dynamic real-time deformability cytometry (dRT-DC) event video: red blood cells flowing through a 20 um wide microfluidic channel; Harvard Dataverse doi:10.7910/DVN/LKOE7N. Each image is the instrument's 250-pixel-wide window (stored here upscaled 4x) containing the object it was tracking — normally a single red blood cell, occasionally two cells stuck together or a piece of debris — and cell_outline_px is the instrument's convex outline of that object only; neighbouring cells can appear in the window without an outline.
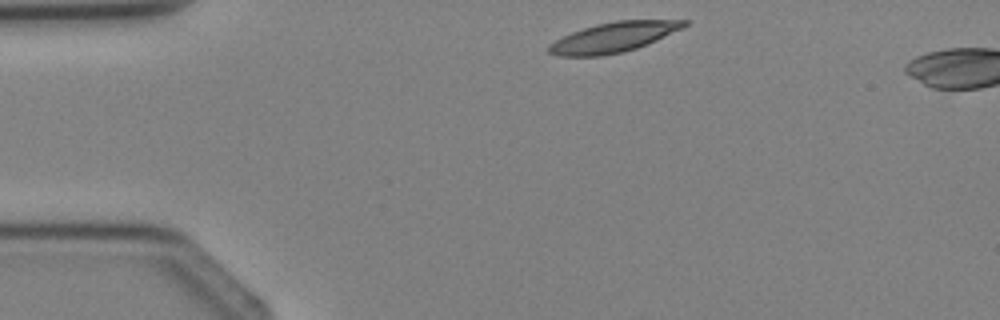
{"species": "Egyptian fruit bat (a non-hibernating species)", "species_latin": "Rousettus aegyptiacus", "temperature_condition": "cold", "stored_images_in_passage": 3, "camera_frame_rate_fps": 3000, "um_per_image_px": 0.085, "animal": {"sex": "female"}, "frame": {"image": 1, "passage_image": 1, "time_ms": 0.0, "image_size_px": [1000, 320], "cell_outline_px": [[688, 24], [684, 28], [648, 44], [624, 52], [604, 56], [556, 56], [548, 52], [548, 44], [572, 32], [596, 24], [616, 20], [688, 20]], "centroid_in_image_um": [52.17, 3.17], "position_along_channel_um": 32.8, "area_um2": 23.76}}
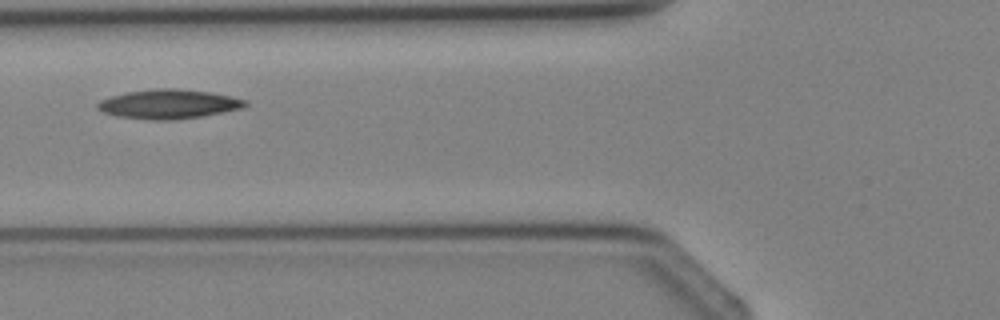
{"frame": {"image": 2, "passage_image": 3, "time_ms": 2.333, "image_size_px": [1000, 320], "cell_outline_px": [[248, 104], [244, 108], [204, 116], [172, 120], [152, 120], [116, 116], [104, 112], [96, 108], [96, 104], [100, 100], [112, 96], [128, 92], [152, 88], [176, 88], [212, 92], [248, 100]], "centroid_in_image_um": [14.37, 8.84], "position_along_channel_um": 111.4, "area_um2": 25.43}}